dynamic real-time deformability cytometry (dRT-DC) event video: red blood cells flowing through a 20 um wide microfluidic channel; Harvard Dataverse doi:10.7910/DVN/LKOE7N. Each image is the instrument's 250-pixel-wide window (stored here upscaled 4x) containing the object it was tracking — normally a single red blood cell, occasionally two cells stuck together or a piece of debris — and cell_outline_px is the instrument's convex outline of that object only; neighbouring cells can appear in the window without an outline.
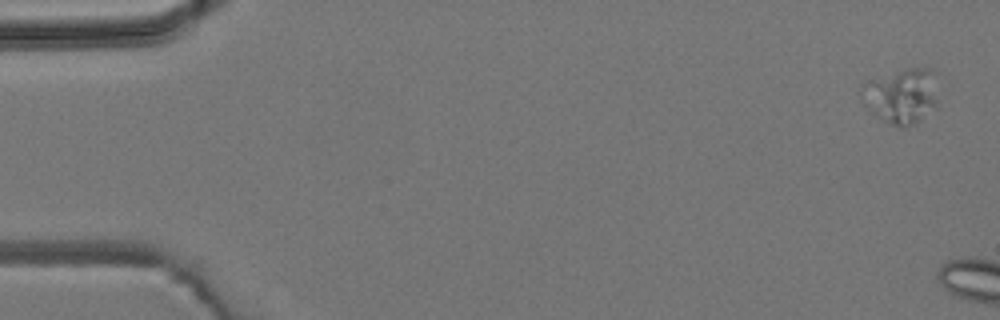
{"species": "common noctule bat (a hibernating species)", "species_latin": "Nyctalus noctula", "temperature_condition": "room temperature", "stored_images_in_passage": 6, "camera_frame_rate_fps": 3000, "um_per_image_px": 0.085, "animal": {"sex": "male", "body_mass_g": 19.2, "forearm_length_mm": 51.8}, "frame": {"image": 1, "passage_image": 1, "time_ms": 0.0, "image_size_px": [1000, 320], "cell_outline_px": [[936, 104], [920, 120], [912, 124], [892, 124], [876, 116], [860, 100], [860, 84], [904, 68], [932, 68], [936, 100]], "centroid_in_image_um": [76.55, 8.11], "position_along_channel_um": 8.5, "area_um2": 23.93}}